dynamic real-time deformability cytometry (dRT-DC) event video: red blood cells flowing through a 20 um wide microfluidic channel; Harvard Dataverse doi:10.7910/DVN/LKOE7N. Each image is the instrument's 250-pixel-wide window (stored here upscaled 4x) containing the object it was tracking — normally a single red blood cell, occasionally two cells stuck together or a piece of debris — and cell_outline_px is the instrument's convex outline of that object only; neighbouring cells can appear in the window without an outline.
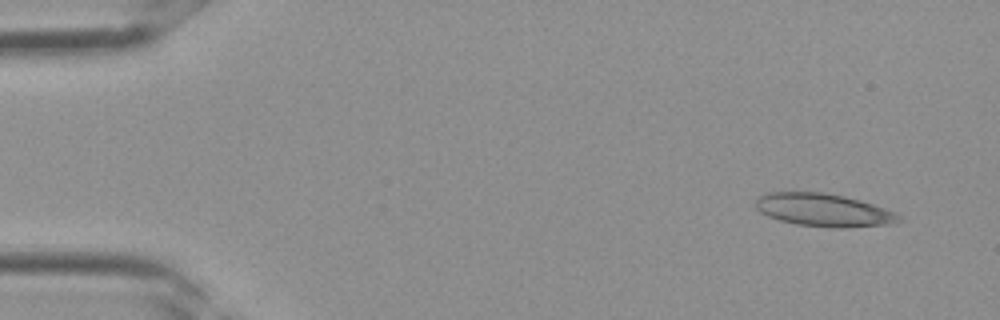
{"species": "Egyptian fruit bat (a non-hibernating species)", "species_latin": "Rousettus aegyptiacus", "temperature_condition": "room temperature", "stored_images_in_passage": 2, "camera_frame_rate_fps": 3000, "um_per_image_px": 0.085, "frame": {"image": 1, "passage_image": 1, "time_ms": 0.0, "image_size_px": [1000, 320], "cell_outline_px": [[900, 220], [896, 224], [840, 228], [836, 228], [796, 224], [780, 220], [768, 216], [760, 212], [756, 208], [756, 200], [760, 196], [768, 192], [824, 192], [844, 196], [860, 200], [896, 212], [900, 216]], "centroid_in_image_um": [70.03, 17.86], "position_along_channel_um": 15.0, "area_um2": 27.46}}